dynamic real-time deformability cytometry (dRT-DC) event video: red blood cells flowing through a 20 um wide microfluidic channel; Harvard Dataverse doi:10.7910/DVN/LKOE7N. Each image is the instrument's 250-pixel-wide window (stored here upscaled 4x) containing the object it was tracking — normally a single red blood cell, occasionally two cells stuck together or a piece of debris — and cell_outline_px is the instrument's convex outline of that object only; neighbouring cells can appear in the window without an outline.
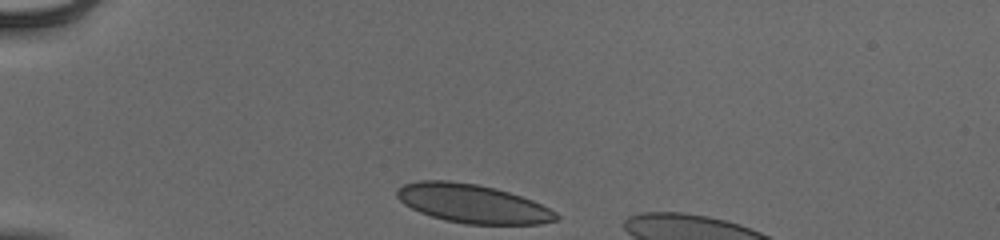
{"species": "human", "species_latin": "Homo sapiens", "temperature_condition": "cold", "stored_images_in_passage": 32, "camera_frame_rate_fps": 3000, "um_per_image_px": 0.085, "donor": {"sex": "male"}, "frame": {"image": 1, "passage_image": 1, "time_ms": 0.0, "image_size_px": [1000, 240], "cell_outline_px": [[560, 216], [556, 220], [540, 224], [464, 224], [444, 220], [420, 212], [404, 204], [396, 196], [396, 192], [404, 184], [420, 180], [448, 180], [476, 184], [496, 188], [532, 200], [556, 212]], "centroid_in_image_um": [40.16, 17.31], "position_along_channel_um": 44.8, "area_um2": 35.72}}
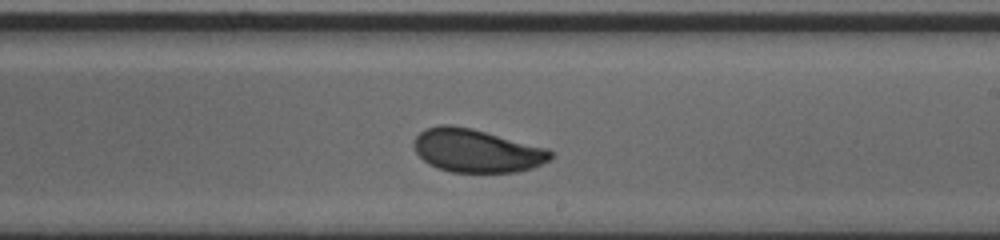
{"frame": {"image": 2, "passage_image": 20, "time_ms": 6.333, "image_size_px": [1000, 240], "cell_outline_px": [[552, 156], [548, 160], [532, 168], [516, 172], [452, 172], [436, 168], [428, 164], [416, 152], [412, 144], [416, 136], [424, 128], [440, 124], [448, 124], [472, 128], [548, 148], [552, 152]], "centroid_in_image_um": [40.47, 12.8], "position_along_channel_um": 248.5, "area_um2": 34.56}}
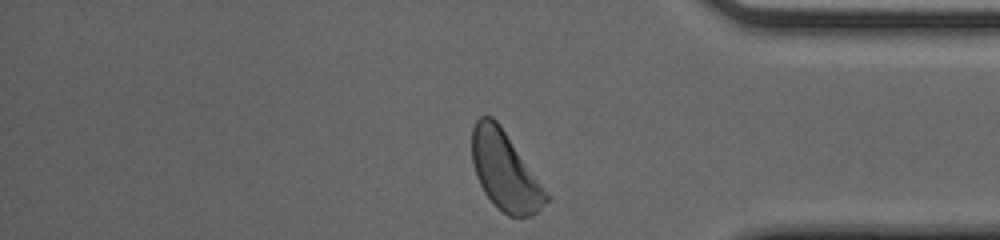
{"frame": {"image": 3, "passage_image": 32, "time_ms": 10.333, "image_size_px": [1000, 240], "cell_outline_px": [[548, 200], [532, 216], [508, 216], [484, 192], [476, 176], [472, 164], [472, 128], [476, 120], [480, 116], [492, 116], [500, 124], [548, 196]], "centroid_in_image_um": [42.86, 14.5], "position_along_channel_um": 392.3, "area_um2": 32.95}, "authors_computed_cell_mechanics": {"area_um2": 34.6222, "velocity_mm_per_s": 3.882, "shape_relaxation_time_tau1_ms": 3.0968, "shape_relaxation_time_tau2_ms": 0.6977, "deformation_change_tau1": 0.1096, "deformation_change_tau2": 0.057}}